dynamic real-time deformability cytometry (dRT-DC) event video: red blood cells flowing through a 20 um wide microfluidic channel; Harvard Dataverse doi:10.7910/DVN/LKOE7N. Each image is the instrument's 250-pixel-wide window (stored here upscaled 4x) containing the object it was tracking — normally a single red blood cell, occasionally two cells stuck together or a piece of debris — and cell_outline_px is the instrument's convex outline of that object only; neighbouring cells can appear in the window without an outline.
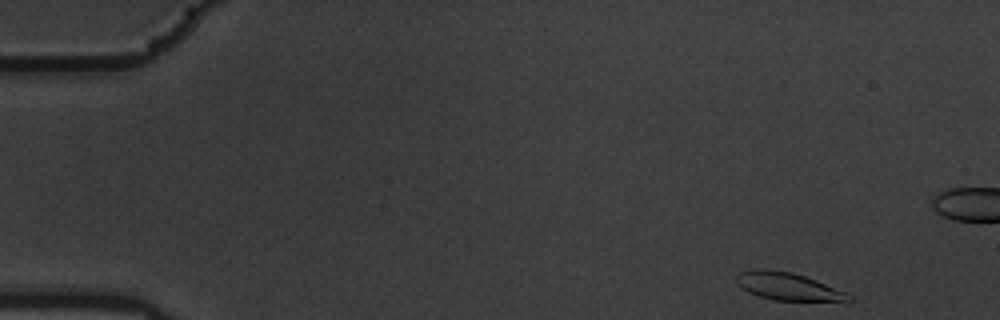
{"species": "common noctule bat (a hibernating species)", "species_latin": "Nyctalus noctula", "temperature_condition": "warm", "stored_images_in_passage": 56, "camera_frame_rate_fps": 3000, "um_per_image_px": 0.085, "animal": {"sex": "male", "body_mass_g": 19.5, "forearm_length_mm": 54.6}, "frame": {"image": 1, "passage_image": 2, "time_ms": 0.333, "image_size_px": [1000, 320], "cell_outline_px": [[852, 300], [772, 300], [748, 292], [740, 288], [736, 284], [736, 276], [740, 272], [756, 268], [764, 268], [792, 272], [816, 280], [844, 292], [852, 296]], "centroid_in_image_um": [66.86, 24.32], "position_along_channel_um": 18.1, "area_um2": 17.8}}
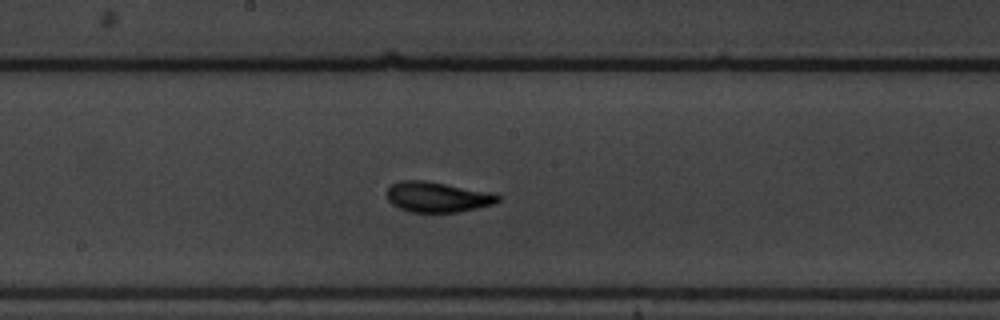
{"frame": {"image": 2, "passage_image": 28, "time_ms": 9.0, "image_size_px": [1000, 320], "cell_outline_px": [[500, 200], [496, 204], [456, 212], [408, 212], [392, 204], [388, 200], [388, 188], [392, 184], [400, 180], [424, 180], [492, 192], [500, 196]], "centroid_in_image_um": [37.2, 16.74], "position_along_channel_um": 211.0, "area_um2": 19.65}}
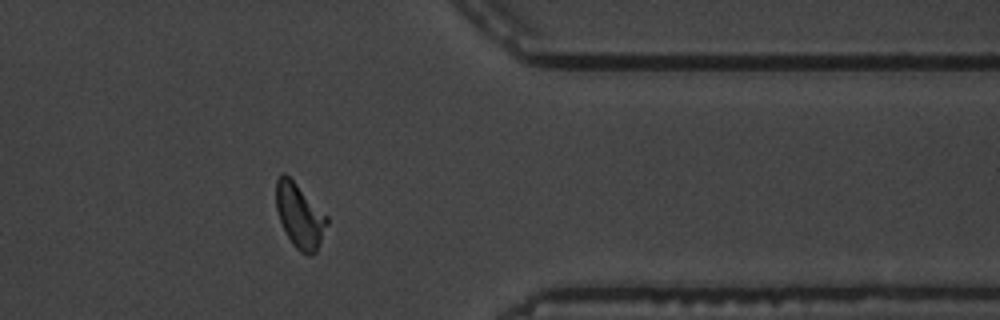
{"frame": {"image": 3, "passage_image": 44, "time_ms": 14.333, "image_size_px": [1000, 320], "cell_outline_px": [[328, 224], [316, 252], [312, 256], [308, 256], [300, 252], [292, 244], [280, 220], [276, 208], [276, 180], [284, 172], [328, 216]], "centroid_in_image_um": [25.49, 18.38], "position_along_channel_um": 385.9, "area_um2": 18.84}, "authors_computed_cell_mechanics": {"area_um2": 18.9006, "velocity_mm_per_s": 3.5074, "shape_relaxation_time_tau1_ms": 4.0701, "shape_relaxation_time_tau2_ms": 1.3903, "deformation_change_tau1": 0.1651, "deformation_change_tau2": 0.079}}